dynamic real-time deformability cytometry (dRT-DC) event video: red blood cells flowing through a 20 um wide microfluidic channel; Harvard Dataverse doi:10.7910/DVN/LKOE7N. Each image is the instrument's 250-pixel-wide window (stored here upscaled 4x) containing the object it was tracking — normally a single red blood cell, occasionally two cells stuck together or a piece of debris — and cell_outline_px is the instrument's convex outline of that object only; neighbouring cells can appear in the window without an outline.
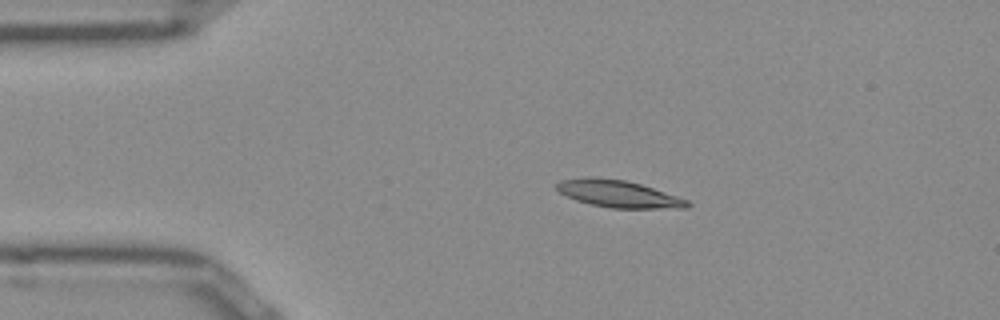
{"species": "Egyptian fruit bat (a non-hibernating species)", "species_latin": "Rousettus aegyptiacus", "temperature_condition": "room temperature", "stored_images_in_passage": 42, "camera_frame_rate_fps": 3000, "um_per_image_px": 0.085, "frame": {"image": 1, "passage_image": 1, "time_ms": 0.0, "image_size_px": [1000, 320], "cell_outline_px": [[692, 204], [688, 208], [612, 208], [592, 204], [576, 200], [560, 192], [556, 188], [556, 184], [560, 180], [624, 180], [640, 184], [688, 200]], "centroid_in_image_um": [52.67, 16.53], "position_along_channel_um": 32.3, "area_um2": 19.48}}
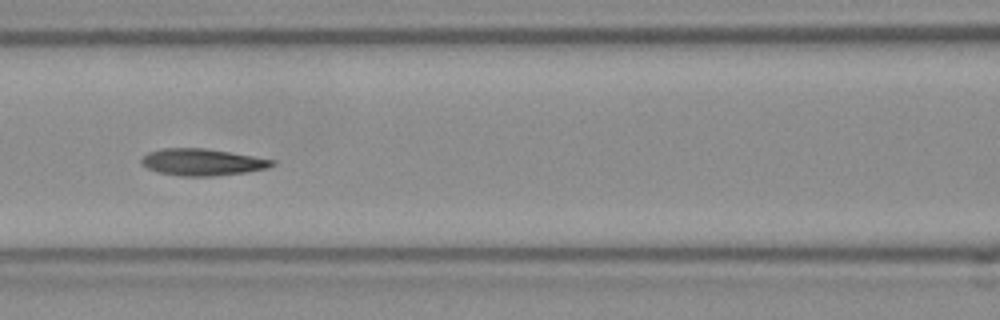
{"frame": {"image": 2, "passage_image": 13, "time_ms": 4.0, "image_size_px": [1000, 320], "cell_outline_px": [[276, 164], [268, 168], [248, 172], [216, 176], [180, 176], [160, 172], [148, 168], [140, 164], [140, 160], [148, 152], [164, 148], [204, 148], [276, 160]], "centroid_in_image_um": [17.21, 13.79], "position_along_channel_um": 149.4, "area_um2": 20.4}}
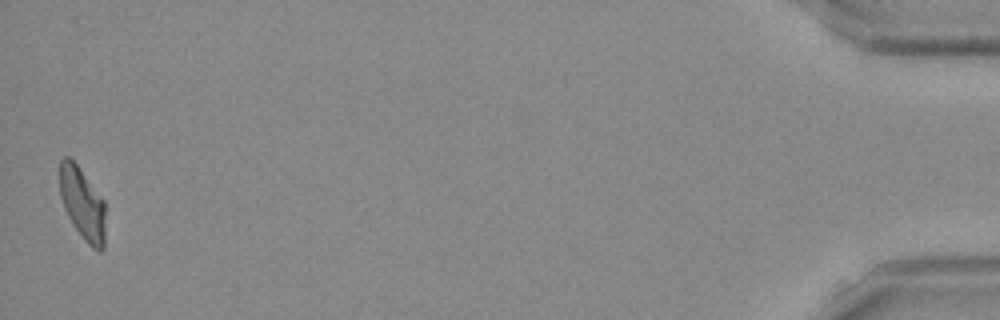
{"frame": {"image": 3, "passage_image": 42, "time_ms": 13.667, "image_size_px": [1000, 320], "cell_outline_px": [[104, 248], [100, 252], [92, 248], [84, 240], [68, 216], [64, 208], [60, 196], [60, 160], [64, 156], [68, 156], [76, 164], [104, 200]], "centroid_in_image_um": [7.0, 17.32], "position_along_channel_um": 428.2, "area_um2": 18.96}, "authors_computed_cell_mechanics": {"area_um2": 19.9988, "velocity_mm_per_s": 3.9111, "shape_relaxation_time_tau1_ms": null, "shape_relaxation_time_tau2_ms": 4.4181, "deformation_change_tau1": null, "deformation_change_tau2": 0.1268}}